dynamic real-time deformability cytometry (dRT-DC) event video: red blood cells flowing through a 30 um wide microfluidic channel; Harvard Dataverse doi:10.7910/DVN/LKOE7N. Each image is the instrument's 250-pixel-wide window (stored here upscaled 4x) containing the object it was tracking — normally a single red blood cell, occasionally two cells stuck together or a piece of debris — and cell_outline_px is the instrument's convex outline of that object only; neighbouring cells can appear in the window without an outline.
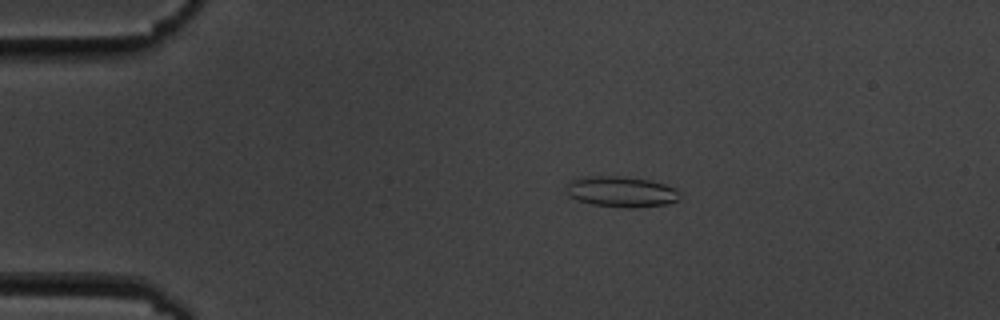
{"species": "common noctule bat (a hibernating species)", "species_latin": "Nyctalus noctula", "temperature_condition": "cold", "stored_images_in_passage": 10, "camera_frame_rate_fps": 3000, "um_per_image_px": 0.085, "animal": {"sex": "male", "body_mass_g": 19.5, "forearm_length_mm": 54.6}, "frame": {"image": 1, "passage_image": 4, "time_ms": 3.667, "image_size_px": [1000, 320], "cell_outline_px": [[676, 200], [664, 204], [632, 208], [592, 204], [576, 200], [568, 196], [568, 184], [572, 180], [584, 176], [624, 176], [648, 180], [664, 184], [676, 188]], "centroid_in_image_um": [52.74, 16.28], "position_along_channel_um": 32.3, "area_um2": 19.88}}
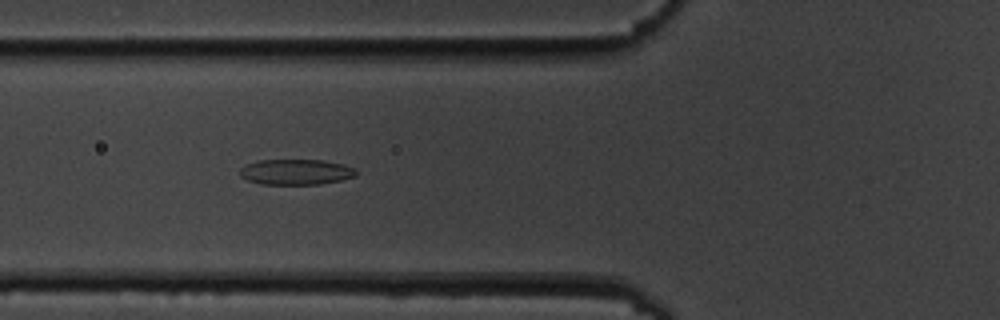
{"frame": {"image": 2, "passage_image": 7, "time_ms": 7.0, "image_size_px": [1000, 320], "cell_outline_px": [[356, 176], [340, 180], [320, 184], [260, 184], [248, 180], [240, 176], [240, 168], [244, 164], [256, 160], [324, 160], [344, 164], [356, 168]], "centroid_in_image_um": [25.14, 14.6], "position_along_channel_um": 100.7, "area_um2": 17.46}}
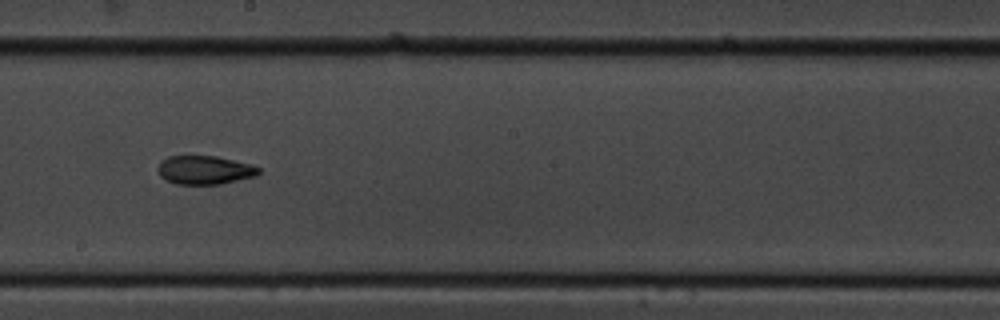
{"frame": {"image": 3, "passage_image": 10, "time_ms": 10.667, "image_size_px": [1000, 320], "cell_outline_px": [[260, 172], [256, 176], [220, 184], [176, 184], [160, 176], [156, 168], [160, 160], [168, 156], [216, 156], [248, 164], [260, 168]], "centroid_in_image_um": [17.35, 14.45], "position_along_channel_um": 230.9, "area_um2": 16.76}}